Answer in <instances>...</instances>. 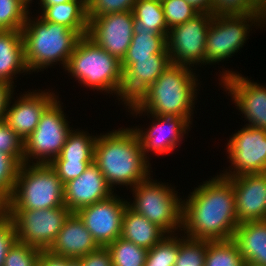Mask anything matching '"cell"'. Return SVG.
Returning <instances> with one entry per match:
<instances>
[{
  "label": "cell",
  "mask_w": 266,
  "mask_h": 266,
  "mask_svg": "<svg viewBox=\"0 0 266 266\" xmlns=\"http://www.w3.org/2000/svg\"><path fill=\"white\" fill-rule=\"evenodd\" d=\"M190 193L182 200V236L207 241L233 239L239 222L231 179L221 174L211 177Z\"/></svg>",
  "instance_id": "6da1fadb"
},
{
  "label": "cell",
  "mask_w": 266,
  "mask_h": 266,
  "mask_svg": "<svg viewBox=\"0 0 266 266\" xmlns=\"http://www.w3.org/2000/svg\"><path fill=\"white\" fill-rule=\"evenodd\" d=\"M94 163L112 190L115 185L133 188L151 175L150 161L144 157L132 126L100 134L95 142Z\"/></svg>",
  "instance_id": "7a4b0ae2"
},
{
  "label": "cell",
  "mask_w": 266,
  "mask_h": 266,
  "mask_svg": "<svg viewBox=\"0 0 266 266\" xmlns=\"http://www.w3.org/2000/svg\"><path fill=\"white\" fill-rule=\"evenodd\" d=\"M194 70L196 67L171 64L132 103L147 114L184 117L193 124L192 115L200 84Z\"/></svg>",
  "instance_id": "3957f363"
},
{
  "label": "cell",
  "mask_w": 266,
  "mask_h": 266,
  "mask_svg": "<svg viewBox=\"0 0 266 266\" xmlns=\"http://www.w3.org/2000/svg\"><path fill=\"white\" fill-rule=\"evenodd\" d=\"M25 62L29 73L44 71L53 64L67 66L69 57L81 36L65 25L48 22L39 15H27L22 30Z\"/></svg>",
  "instance_id": "277c9868"
},
{
  "label": "cell",
  "mask_w": 266,
  "mask_h": 266,
  "mask_svg": "<svg viewBox=\"0 0 266 266\" xmlns=\"http://www.w3.org/2000/svg\"><path fill=\"white\" fill-rule=\"evenodd\" d=\"M80 85L94 91L114 93L121 100L123 71L121 61L102 49L87 35L82 36L69 57L64 71Z\"/></svg>",
  "instance_id": "5b68a950"
},
{
  "label": "cell",
  "mask_w": 266,
  "mask_h": 266,
  "mask_svg": "<svg viewBox=\"0 0 266 266\" xmlns=\"http://www.w3.org/2000/svg\"><path fill=\"white\" fill-rule=\"evenodd\" d=\"M64 184L50 164L20 165L13 194L3 210L57 208L64 205Z\"/></svg>",
  "instance_id": "8992f818"
},
{
  "label": "cell",
  "mask_w": 266,
  "mask_h": 266,
  "mask_svg": "<svg viewBox=\"0 0 266 266\" xmlns=\"http://www.w3.org/2000/svg\"><path fill=\"white\" fill-rule=\"evenodd\" d=\"M134 200L128 206L138 214L158 225L167 234L182 229V198L169 184L152 179L139 182L131 188Z\"/></svg>",
  "instance_id": "52a82bcc"
},
{
  "label": "cell",
  "mask_w": 266,
  "mask_h": 266,
  "mask_svg": "<svg viewBox=\"0 0 266 266\" xmlns=\"http://www.w3.org/2000/svg\"><path fill=\"white\" fill-rule=\"evenodd\" d=\"M263 24L266 14L213 16L206 36L205 65L227 61L245 45L251 26Z\"/></svg>",
  "instance_id": "ba28073f"
},
{
  "label": "cell",
  "mask_w": 266,
  "mask_h": 266,
  "mask_svg": "<svg viewBox=\"0 0 266 266\" xmlns=\"http://www.w3.org/2000/svg\"><path fill=\"white\" fill-rule=\"evenodd\" d=\"M61 104L57 98L42 114L35 130L24 140V163L50 164L60 154L73 129Z\"/></svg>",
  "instance_id": "9c48e42d"
},
{
  "label": "cell",
  "mask_w": 266,
  "mask_h": 266,
  "mask_svg": "<svg viewBox=\"0 0 266 266\" xmlns=\"http://www.w3.org/2000/svg\"><path fill=\"white\" fill-rule=\"evenodd\" d=\"M15 225L17 241L49 250L71 211L66 206L32 210H4Z\"/></svg>",
  "instance_id": "30bf717a"
},
{
  "label": "cell",
  "mask_w": 266,
  "mask_h": 266,
  "mask_svg": "<svg viewBox=\"0 0 266 266\" xmlns=\"http://www.w3.org/2000/svg\"><path fill=\"white\" fill-rule=\"evenodd\" d=\"M212 13H199L194 18L169 29L167 51L170 62L188 67L205 64V43Z\"/></svg>",
  "instance_id": "8fae6325"
},
{
  "label": "cell",
  "mask_w": 266,
  "mask_h": 266,
  "mask_svg": "<svg viewBox=\"0 0 266 266\" xmlns=\"http://www.w3.org/2000/svg\"><path fill=\"white\" fill-rule=\"evenodd\" d=\"M226 147L231 166L220 173L222 176L231 178L266 172V130L244 125L229 138Z\"/></svg>",
  "instance_id": "7c38bea8"
},
{
  "label": "cell",
  "mask_w": 266,
  "mask_h": 266,
  "mask_svg": "<svg viewBox=\"0 0 266 266\" xmlns=\"http://www.w3.org/2000/svg\"><path fill=\"white\" fill-rule=\"evenodd\" d=\"M128 107V108H127ZM130 115L149 116L153 118L152 124L142 130L140 127H134V131L138 134L144 157L149 161V152L157 155L170 154L182 142L184 135H188L191 124L184 118L179 116H160L145 114L139 110L133 103L127 104L126 107ZM189 129V130H188ZM181 141V142H180Z\"/></svg>",
  "instance_id": "4fadbf2b"
},
{
  "label": "cell",
  "mask_w": 266,
  "mask_h": 266,
  "mask_svg": "<svg viewBox=\"0 0 266 266\" xmlns=\"http://www.w3.org/2000/svg\"><path fill=\"white\" fill-rule=\"evenodd\" d=\"M220 75L219 84L224 86L236 108L244 114L249 122L245 125L266 130V86L252 82L248 76L244 77L231 69L223 70Z\"/></svg>",
  "instance_id": "5bb4252c"
},
{
  "label": "cell",
  "mask_w": 266,
  "mask_h": 266,
  "mask_svg": "<svg viewBox=\"0 0 266 266\" xmlns=\"http://www.w3.org/2000/svg\"><path fill=\"white\" fill-rule=\"evenodd\" d=\"M116 193L108 199L80 208L76 213L100 247L121 237L122 220L128 201Z\"/></svg>",
  "instance_id": "9a60e30c"
},
{
  "label": "cell",
  "mask_w": 266,
  "mask_h": 266,
  "mask_svg": "<svg viewBox=\"0 0 266 266\" xmlns=\"http://www.w3.org/2000/svg\"><path fill=\"white\" fill-rule=\"evenodd\" d=\"M133 16L132 11H126L88 20L87 36L121 61L133 38Z\"/></svg>",
  "instance_id": "2e32d148"
},
{
  "label": "cell",
  "mask_w": 266,
  "mask_h": 266,
  "mask_svg": "<svg viewBox=\"0 0 266 266\" xmlns=\"http://www.w3.org/2000/svg\"><path fill=\"white\" fill-rule=\"evenodd\" d=\"M27 92L20 95L17 100L13 98V94L5 114V121L23 142L35 130L45 110L59 98L49 89L47 92L41 89Z\"/></svg>",
  "instance_id": "e0dca14e"
},
{
  "label": "cell",
  "mask_w": 266,
  "mask_h": 266,
  "mask_svg": "<svg viewBox=\"0 0 266 266\" xmlns=\"http://www.w3.org/2000/svg\"><path fill=\"white\" fill-rule=\"evenodd\" d=\"M239 223L266 220V172L231 177Z\"/></svg>",
  "instance_id": "ac0fdd59"
},
{
  "label": "cell",
  "mask_w": 266,
  "mask_h": 266,
  "mask_svg": "<svg viewBox=\"0 0 266 266\" xmlns=\"http://www.w3.org/2000/svg\"><path fill=\"white\" fill-rule=\"evenodd\" d=\"M169 54H155L150 58L136 59L135 63H121L123 82L121 103H132L171 65Z\"/></svg>",
  "instance_id": "d6986e66"
},
{
  "label": "cell",
  "mask_w": 266,
  "mask_h": 266,
  "mask_svg": "<svg viewBox=\"0 0 266 266\" xmlns=\"http://www.w3.org/2000/svg\"><path fill=\"white\" fill-rule=\"evenodd\" d=\"M64 205L71 211L108 199L114 191L93 162L75 179L64 184Z\"/></svg>",
  "instance_id": "ffe728a7"
},
{
  "label": "cell",
  "mask_w": 266,
  "mask_h": 266,
  "mask_svg": "<svg viewBox=\"0 0 266 266\" xmlns=\"http://www.w3.org/2000/svg\"><path fill=\"white\" fill-rule=\"evenodd\" d=\"M98 247L82 219L76 212H71L49 251L59 256L80 258Z\"/></svg>",
  "instance_id": "44dd1931"
},
{
  "label": "cell",
  "mask_w": 266,
  "mask_h": 266,
  "mask_svg": "<svg viewBox=\"0 0 266 266\" xmlns=\"http://www.w3.org/2000/svg\"><path fill=\"white\" fill-rule=\"evenodd\" d=\"M28 72L21 30L0 31V81L13 85L16 74Z\"/></svg>",
  "instance_id": "7402d4cb"
},
{
  "label": "cell",
  "mask_w": 266,
  "mask_h": 266,
  "mask_svg": "<svg viewBox=\"0 0 266 266\" xmlns=\"http://www.w3.org/2000/svg\"><path fill=\"white\" fill-rule=\"evenodd\" d=\"M233 240L244 261L266 266V220L239 223Z\"/></svg>",
  "instance_id": "603a6c76"
},
{
  "label": "cell",
  "mask_w": 266,
  "mask_h": 266,
  "mask_svg": "<svg viewBox=\"0 0 266 266\" xmlns=\"http://www.w3.org/2000/svg\"><path fill=\"white\" fill-rule=\"evenodd\" d=\"M167 233L158 225L151 223L146 217L132 210L128 205L124 210L121 237L125 240L151 249L161 241Z\"/></svg>",
  "instance_id": "cb8c5ba5"
},
{
  "label": "cell",
  "mask_w": 266,
  "mask_h": 266,
  "mask_svg": "<svg viewBox=\"0 0 266 266\" xmlns=\"http://www.w3.org/2000/svg\"><path fill=\"white\" fill-rule=\"evenodd\" d=\"M40 17L48 22L62 24L77 32L81 37L87 35V1L72 0L66 3L41 6Z\"/></svg>",
  "instance_id": "d4e9b609"
},
{
  "label": "cell",
  "mask_w": 266,
  "mask_h": 266,
  "mask_svg": "<svg viewBox=\"0 0 266 266\" xmlns=\"http://www.w3.org/2000/svg\"><path fill=\"white\" fill-rule=\"evenodd\" d=\"M133 34L139 30L168 36L161 0H137L133 7Z\"/></svg>",
  "instance_id": "484cf974"
},
{
  "label": "cell",
  "mask_w": 266,
  "mask_h": 266,
  "mask_svg": "<svg viewBox=\"0 0 266 266\" xmlns=\"http://www.w3.org/2000/svg\"><path fill=\"white\" fill-rule=\"evenodd\" d=\"M155 54H169L167 37L164 34L139 30V34H133L131 44L121 63H135L136 59L150 58Z\"/></svg>",
  "instance_id": "4316f807"
},
{
  "label": "cell",
  "mask_w": 266,
  "mask_h": 266,
  "mask_svg": "<svg viewBox=\"0 0 266 266\" xmlns=\"http://www.w3.org/2000/svg\"><path fill=\"white\" fill-rule=\"evenodd\" d=\"M98 135L76 129L69 133L66 142L53 161H94V147Z\"/></svg>",
  "instance_id": "83f0119b"
},
{
  "label": "cell",
  "mask_w": 266,
  "mask_h": 266,
  "mask_svg": "<svg viewBox=\"0 0 266 266\" xmlns=\"http://www.w3.org/2000/svg\"><path fill=\"white\" fill-rule=\"evenodd\" d=\"M244 262L233 239L208 241L204 266H243Z\"/></svg>",
  "instance_id": "f1b7e54d"
},
{
  "label": "cell",
  "mask_w": 266,
  "mask_h": 266,
  "mask_svg": "<svg viewBox=\"0 0 266 266\" xmlns=\"http://www.w3.org/2000/svg\"><path fill=\"white\" fill-rule=\"evenodd\" d=\"M112 266H144L148 250L122 237L107 246Z\"/></svg>",
  "instance_id": "f546056e"
},
{
  "label": "cell",
  "mask_w": 266,
  "mask_h": 266,
  "mask_svg": "<svg viewBox=\"0 0 266 266\" xmlns=\"http://www.w3.org/2000/svg\"><path fill=\"white\" fill-rule=\"evenodd\" d=\"M178 236L177 234H167L151 249H148L144 266H175L179 253Z\"/></svg>",
  "instance_id": "4dcf8cb0"
},
{
  "label": "cell",
  "mask_w": 266,
  "mask_h": 266,
  "mask_svg": "<svg viewBox=\"0 0 266 266\" xmlns=\"http://www.w3.org/2000/svg\"><path fill=\"white\" fill-rule=\"evenodd\" d=\"M179 237V253L175 266H204L207 251V240H196L189 237Z\"/></svg>",
  "instance_id": "1f68e13d"
},
{
  "label": "cell",
  "mask_w": 266,
  "mask_h": 266,
  "mask_svg": "<svg viewBox=\"0 0 266 266\" xmlns=\"http://www.w3.org/2000/svg\"><path fill=\"white\" fill-rule=\"evenodd\" d=\"M29 11L21 0H0V31L22 30Z\"/></svg>",
  "instance_id": "d6a6232c"
},
{
  "label": "cell",
  "mask_w": 266,
  "mask_h": 266,
  "mask_svg": "<svg viewBox=\"0 0 266 266\" xmlns=\"http://www.w3.org/2000/svg\"><path fill=\"white\" fill-rule=\"evenodd\" d=\"M214 16L266 14L254 0H211Z\"/></svg>",
  "instance_id": "836d02e7"
},
{
  "label": "cell",
  "mask_w": 266,
  "mask_h": 266,
  "mask_svg": "<svg viewBox=\"0 0 266 266\" xmlns=\"http://www.w3.org/2000/svg\"><path fill=\"white\" fill-rule=\"evenodd\" d=\"M19 167L10 155L0 151V208L13 194Z\"/></svg>",
  "instance_id": "e575fe53"
},
{
  "label": "cell",
  "mask_w": 266,
  "mask_h": 266,
  "mask_svg": "<svg viewBox=\"0 0 266 266\" xmlns=\"http://www.w3.org/2000/svg\"><path fill=\"white\" fill-rule=\"evenodd\" d=\"M168 29L181 25L200 12L185 0H161Z\"/></svg>",
  "instance_id": "d590c367"
},
{
  "label": "cell",
  "mask_w": 266,
  "mask_h": 266,
  "mask_svg": "<svg viewBox=\"0 0 266 266\" xmlns=\"http://www.w3.org/2000/svg\"><path fill=\"white\" fill-rule=\"evenodd\" d=\"M0 151L10 155L19 165L24 163V142L5 120L0 121Z\"/></svg>",
  "instance_id": "8d00e7d4"
},
{
  "label": "cell",
  "mask_w": 266,
  "mask_h": 266,
  "mask_svg": "<svg viewBox=\"0 0 266 266\" xmlns=\"http://www.w3.org/2000/svg\"><path fill=\"white\" fill-rule=\"evenodd\" d=\"M41 250L16 241L5 256L4 266H36Z\"/></svg>",
  "instance_id": "74e56055"
},
{
  "label": "cell",
  "mask_w": 266,
  "mask_h": 266,
  "mask_svg": "<svg viewBox=\"0 0 266 266\" xmlns=\"http://www.w3.org/2000/svg\"><path fill=\"white\" fill-rule=\"evenodd\" d=\"M137 0H87V17L93 20L101 15L132 11Z\"/></svg>",
  "instance_id": "f35d334b"
},
{
  "label": "cell",
  "mask_w": 266,
  "mask_h": 266,
  "mask_svg": "<svg viewBox=\"0 0 266 266\" xmlns=\"http://www.w3.org/2000/svg\"><path fill=\"white\" fill-rule=\"evenodd\" d=\"M16 241V229L12 218L0 208V266H4L5 256Z\"/></svg>",
  "instance_id": "ab89813d"
},
{
  "label": "cell",
  "mask_w": 266,
  "mask_h": 266,
  "mask_svg": "<svg viewBox=\"0 0 266 266\" xmlns=\"http://www.w3.org/2000/svg\"><path fill=\"white\" fill-rule=\"evenodd\" d=\"M94 161H52L50 166L56 171L62 183L78 178Z\"/></svg>",
  "instance_id": "60d3db41"
},
{
  "label": "cell",
  "mask_w": 266,
  "mask_h": 266,
  "mask_svg": "<svg viewBox=\"0 0 266 266\" xmlns=\"http://www.w3.org/2000/svg\"><path fill=\"white\" fill-rule=\"evenodd\" d=\"M81 266H112V258L107 247H98L79 258Z\"/></svg>",
  "instance_id": "b9f144b4"
},
{
  "label": "cell",
  "mask_w": 266,
  "mask_h": 266,
  "mask_svg": "<svg viewBox=\"0 0 266 266\" xmlns=\"http://www.w3.org/2000/svg\"><path fill=\"white\" fill-rule=\"evenodd\" d=\"M14 85L0 81V121L5 120V114L14 92Z\"/></svg>",
  "instance_id": "7bdbcfd3"
},
{
  "label": "cell",
  "mask_w": 266,
  "mask_h": 266,
  "mask_svg": "<svg viewBox=\"0 0 266 266\" xmlns=\"http://www.w3.org/2000/svg\"><path fill=\"white\" fill-rule=\"evenodd\" d=\"M36 266H66V257L43 250Z\"/></svg>",
  "instance_id": "ee69618b"
},
{
  "label": "cell",
  "mask_w": 266,
  "mask_h": 266,
  "mask_svg": "<svg viewBox=\"0 0 266 266\" xmlns=\"http://www.w3.org/2000/svg\"><path fill=\"white\" fill-rule=\"evenodd\" d=\"M200 13H211V0H185Z\"/></svg>",
  "instance_id": "f6af8a7d"
},
{
  "label": "cell",
  "mask_w": 266,
  "mask_h": 266,
  "mask_svg": "<svg viewBox=\"0 0 266 266\" xmlns=\"http://www.w3.org/2000/svg\"><path fill=\"white\" fill-rule=\"evenodd\" d=\"M72 0H39L40 3H38L40 6H51L61 3H66Z\"/></svg>",
  "instance_id": "bcb514c9"
},
{
  "label": "cell",
  "mask_w": 266,
  "mask_h": 266,
  "mask_svg": "<svg viewBox=\"0 0 266 266\" xmlns=\"http://www.w3.org/2000/svg\"><path fill=\"white\" fill-rule=\"evenodd\" d=\"M66 266H81L80 259L66 257Z\"/></svg>",
  "instance_id": "7dc6e473"
},
{
  "label": "cell",
  "mask_w": 266,
  "mask_h": 266,
  "mask_svg": "<svg viewBox=\"0 0 266 266\" xmlns=\"http://www.w3.org/2000/svg\"><path fill=\"white\" fill-rule=\"evenodd\" d=\"M266 12V0H254Z\"/></svg>",
  "instance_id": "c3c4849f"
},
{
  "label": "cell",
  "mask_w": 266,
  "mask_h": 266,
  "mask_svg": "<svg viewBox=\"0 0 266 266\" xmlns=\"http://www.w3.org/2000/svg\"><path fill=\"white\" fill-rule=\"evenodd\" d=\"M243 266H264V265L253 263L251 261H245Z\"/></svg>",
  "instance_id": "681fc988"
},
{
  "label": "cell",
  "mask_w": 266,
  "mask_h": 266,
  "mask_svg": "<svg viewBox=\"0 0 266 266\" xmlns=\"http://www.w3.org/2000/svg\"><path fill=\"white\" fill-rule=\"evenodd\" d=\"M21 1L24 2L29 7L33 0H21Z\"/></svg>",
  "instance_id": "f907efd6"
}]
</instances>
